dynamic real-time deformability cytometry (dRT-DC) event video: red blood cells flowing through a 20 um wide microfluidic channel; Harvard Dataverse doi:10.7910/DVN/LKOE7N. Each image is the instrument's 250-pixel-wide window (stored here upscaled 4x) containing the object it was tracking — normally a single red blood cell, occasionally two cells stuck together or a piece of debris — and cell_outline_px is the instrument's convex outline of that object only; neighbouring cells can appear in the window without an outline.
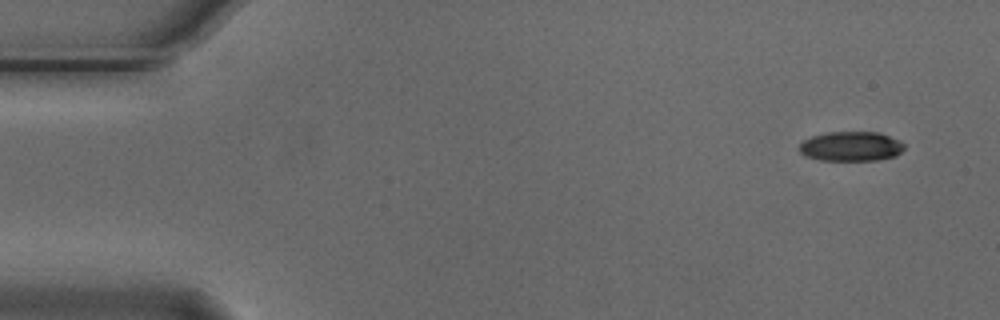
{"species": "Egyptian fruit bat (a non-hibernating species)", "species_latin": "Rousettus aegyptiacus", "temperature_condition": "cold", "stored_images_in_passage": 52, "camera_frame_rate_fps": 3000, "um_per_image_px": 0.085, "animal": {"sex": "male"}, "frame": {"image": 1, "passage_image": 1, "time_ms": 0.0, "image_size_px": [1000, 320], "cell_outline_px": [[904, 148], [896, 156], [876, 160], [820, 160], [804, 156], [800, 152], [800, 144], [804, 140], [812, 136], [828, 132], [880, 132], [900, 140], [904, 144]], "centroid_in_image_um": [72.35, 12.44], "position_along_channel_um": 12.7, "area_um2": 18.15}}
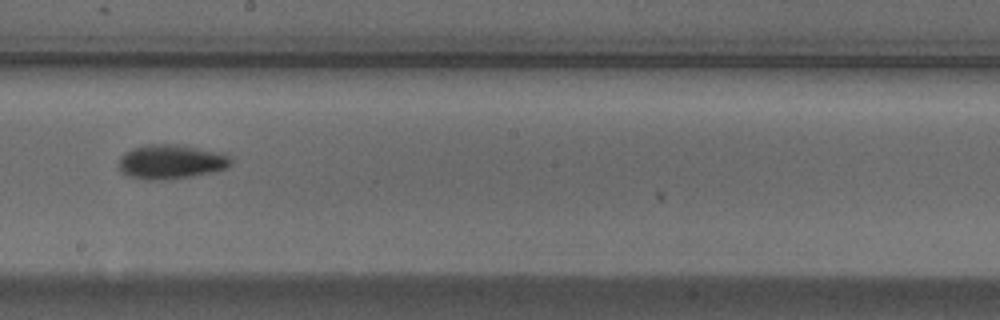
{"frame": {"image": 2, "passage_image": 28, "time_ms": 9.0, "image_size_px": [1000, 320], "cell_outline_px": [[232, 164], [228, 168], [212, 172], [192, 176], [164, 180], [144, 180], [128, 176], [116, 164], [120, 156], [124, 152], [132, 148], [144, 144], [180, 144], [220, 152], [228, 156], [232, 160]], "centroid_in_image_um": [14.51, 13.74], "position_along_channel_um": 233.7, "area_um2": 22.83}}
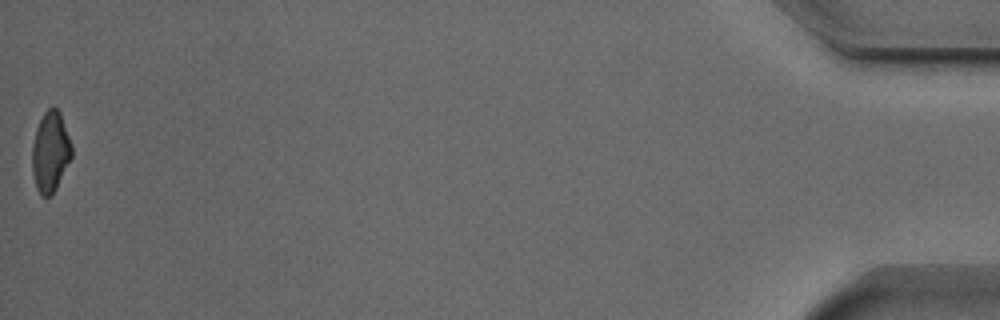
{"frame": {"image": 3, "passage_image": 52, "time_ms": 17.0, "image_size_px": [1000, 320], "cell_outline_px": [[72, 156], [52, 196], [40, 196], [36, 188], [32, 172], [32, 148], [36, 128], [44, 112], [52, 104], [60, 112], [72, 144]], "centroid_in_image_um": [4.28, 12.9], "position_along_channel_um": 430.9, "area_um2": 18.67}, "authors_computed_cell_mechanics": {"area_um2": 19.8543, "velocity_mm_per_s": 3.7544, "shape_relaxation_time_tau1_ms": 4.0752, "shape_relaxation_time_tau2_ms": null, "deformation_change_tau1": 0.1226, "deformation_change_tau2": null}}